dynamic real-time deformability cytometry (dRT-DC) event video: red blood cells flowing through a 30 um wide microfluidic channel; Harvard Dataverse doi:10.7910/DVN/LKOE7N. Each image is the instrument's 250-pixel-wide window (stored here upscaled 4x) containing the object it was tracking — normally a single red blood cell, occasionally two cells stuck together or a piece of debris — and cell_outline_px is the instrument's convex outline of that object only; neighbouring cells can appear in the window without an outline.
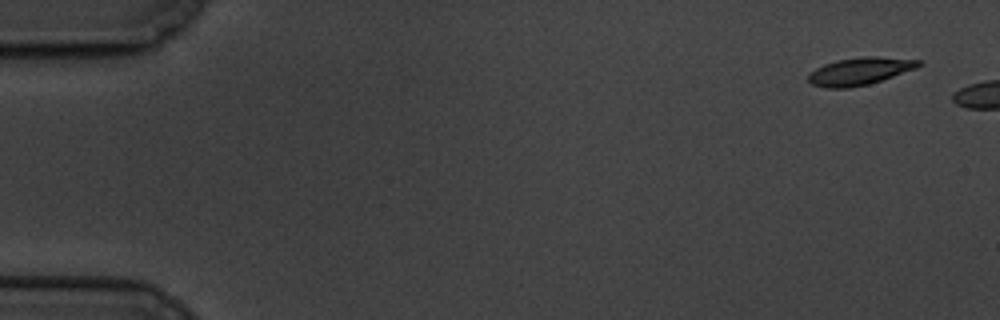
{"species": "common noctule bat (a hibernating species)", "species_latin": "Nyctalus noctula", "temperature_condition": "cold", "stored_images_in_passage": 3, "camera_frame_rate_fps": 3000, "um_per_image_px": 0.085, "animal": {"sex": "male", "body_mass_g": 19.5, "forearm_length_mm": 54.6}, "frame": {"image": 1, "passage_image": 1, "time_ms": 0.0, "image_size_px": [1000, 320], "cell_outline_px": [[920, 64], [916, 68], [868, 84], [848, 88], [828, 88], [812, 84], [808, 80], [808, 76], [816, 68], [824, 64], [836, 60], [864, 56], [876, 56], [920, 60]], "centroid_in_image_um": [73.05, 6.04], "position_along_channel_um": 11.9, "area_um2": 17.34}}